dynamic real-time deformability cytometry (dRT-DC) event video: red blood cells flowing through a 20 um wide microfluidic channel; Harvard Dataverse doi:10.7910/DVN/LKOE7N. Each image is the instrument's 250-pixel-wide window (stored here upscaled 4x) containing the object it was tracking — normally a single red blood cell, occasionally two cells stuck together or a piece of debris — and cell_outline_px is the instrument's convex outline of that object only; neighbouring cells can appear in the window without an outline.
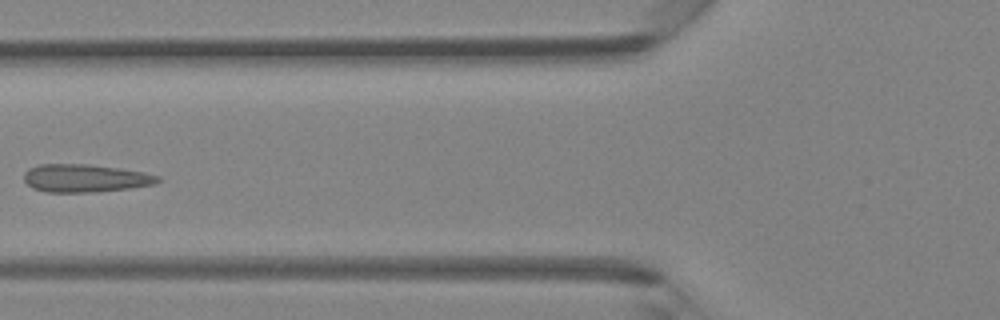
{"species": "Egyptian fruit bat (a non-hibernating species)", "species_latin": "Rousettus aegyptiacus", "temperature_condition": "room temperature", "stored_images_in_passage": 5, "camera_frame_rate_fps": 3000, "um_per_image_px": 0.085, "animal": {"sex": "female"}, "frame": {"image": 1, "passage_image": 5, "time_ms": 1.333, "image_size_px": [1000, 320], "cell_outline_px": [[160, 180], [156, 184], [128, 188], [96, 192], [44, 192], [32, 188], [24, 180], [24, 172], [28, 168], [40, 164], [88, 164], [120, 168], [144, 172], [160, 176]], "centroid_in_image_um": [7.23, 15.14], "position_along_channel_um": 118.6, "area_um2": 21.91}}